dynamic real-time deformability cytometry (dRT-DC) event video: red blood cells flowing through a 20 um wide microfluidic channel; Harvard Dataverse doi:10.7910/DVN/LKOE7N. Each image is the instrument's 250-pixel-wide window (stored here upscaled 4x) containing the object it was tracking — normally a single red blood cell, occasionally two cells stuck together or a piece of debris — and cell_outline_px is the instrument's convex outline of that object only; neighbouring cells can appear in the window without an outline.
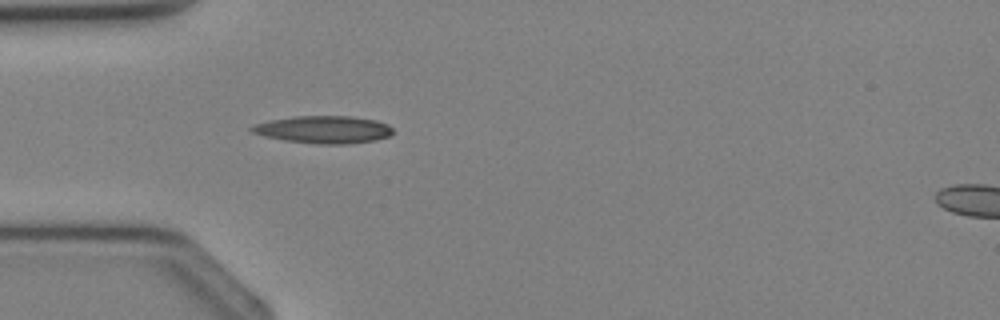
{"species": "Egyptian fruit bat (a non-hibernating species)", "species_latin": "Rousettus aegyptiacus", "temperature_condition": "cold", "stored_images_in_passage": 28, "camera_frame_rate_fps": 3000, "um_per_image_px": 0.085, "animal": {"sex": "female"}, "frame": {"image": 1, "passage_image": 4, "time_ms": 1.0, "image_size_px": [1000, 320], "cell_outline_px": [[392, 132], [388, 136], [376, 140], [348, 144], [316, 144], [284, 140], [264, 136], [252, 132], [248, 128], [256, 124], [268, 120], [296, 116], [348, 116], [376, 120], [388, 124], [392, 128]], "centroid_in_image_um": [27.5, 11.01], "position_along_channel_um": 57.5, "area_um2": 22.6}}
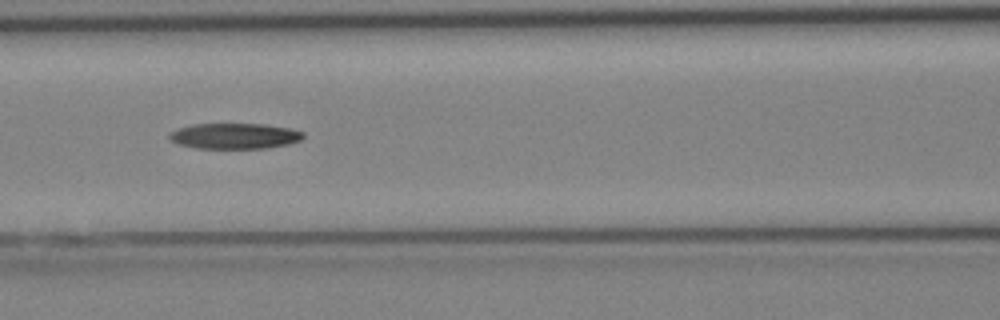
{"frame": {"image": 2, "passage_image": 9, "time_ms": 2.667, "image_size_px": [1000, 320], "cell_outline_px": [[304, 136], [300, 140], [288, 144], [268, 148], [196, 148], [180, 144], [172, 140], [168, 136], [172, 132], [180, 128], [192, 124], [264, 124], [292, 128], [304, 132]], "centroid_in_image_um": [20.0, 11.55], "position_along_channel_um": 146.6, "area_um2": 19.88}}
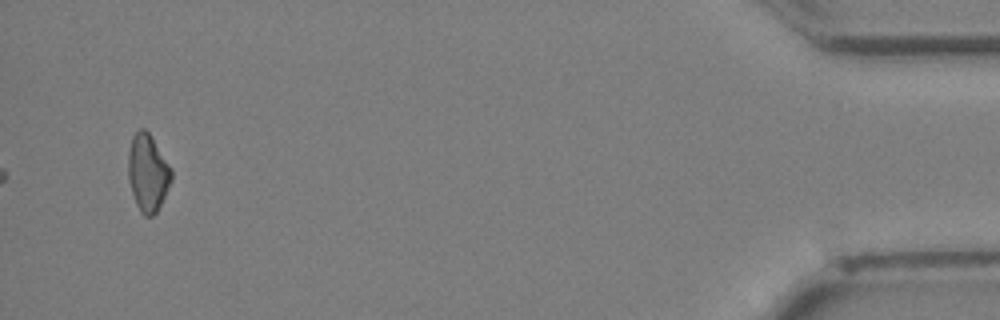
{"frame": {"image": 3, "passage_image": 28, "time_ms": 9.0, "image_size_px": [1000, 320], "cell_outline_px": [[172, 180], [156, 212], [152, 216], [144, 216], [140, 212], [136, 204], [128, 180], [128, 152], [132, 136], [140, 128], [144, 128], [148, 132], [172, 168]], "centroid_in_image_um": [12.55, 14.68], "position_along_channel_um": 422.7, "area_um2": 19.36}}